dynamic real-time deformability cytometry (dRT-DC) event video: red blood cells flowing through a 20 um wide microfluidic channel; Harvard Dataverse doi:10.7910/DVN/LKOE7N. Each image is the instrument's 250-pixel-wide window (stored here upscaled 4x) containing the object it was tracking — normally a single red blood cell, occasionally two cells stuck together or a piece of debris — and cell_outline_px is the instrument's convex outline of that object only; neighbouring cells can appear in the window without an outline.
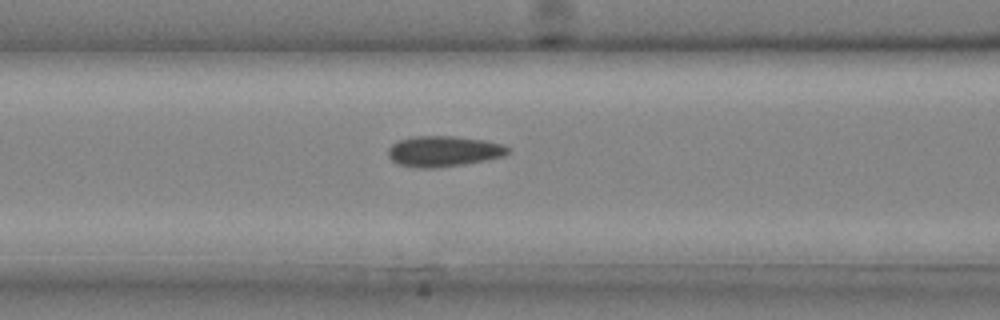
{"species": "common noctule bat (a hibernating species)", "species_latin": "Nyctalus noctula", "temperature_condition": "cold", "stored_images_in_passage": 23, "camera_frame_rate_fps": 3000, "um_per_image_px": 0.085, "animal": {"sex": "male", "body_mass_g": 20.4}, "frame": {"image": 1, "passage_image": 5, "time_ms": 1.333, "image_size_px": [1000, 320], "cell_outline_px": [[512, 148], [504, 156], [464, 164], [432, 168], [420, 168], [396, 164], [388, 156], [388, 148], [392, 144], [400, 140], [416, 136], [452, 136], [484, 140], [504, 144]], "centroid_in_image_um": [37.71, 12.86], "position_along_channel_um": 128.9, "area_um2": 21.39}}
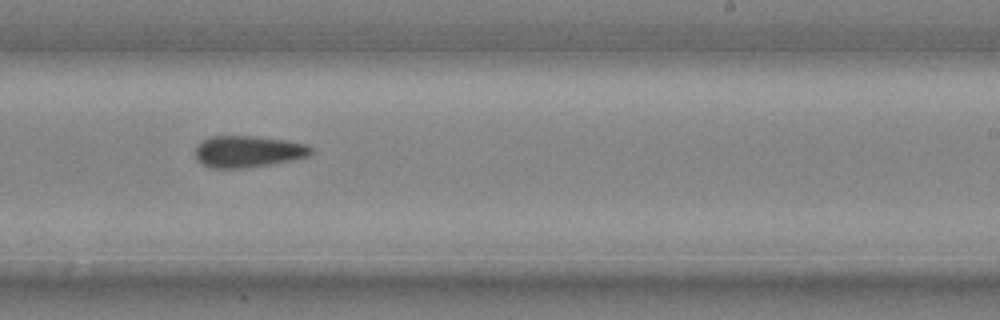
{"frame": {"image": 2, "passage_image": 12, "time_ms": 3.667, "image_size_px": [1000, 320], "cell_outline_px": [[312, 152], [308, 156], [292, 160], [244, 168], [212, 168], [200, 164], [196, 160], [196, 144], [212, 136], [252, 136], [280, 140], [304, 144], [312, 148]], "centroid_in_image_um": [21.01, 12.89], "position_along_channel_um": 268.0, "area_um2": 21.04}}
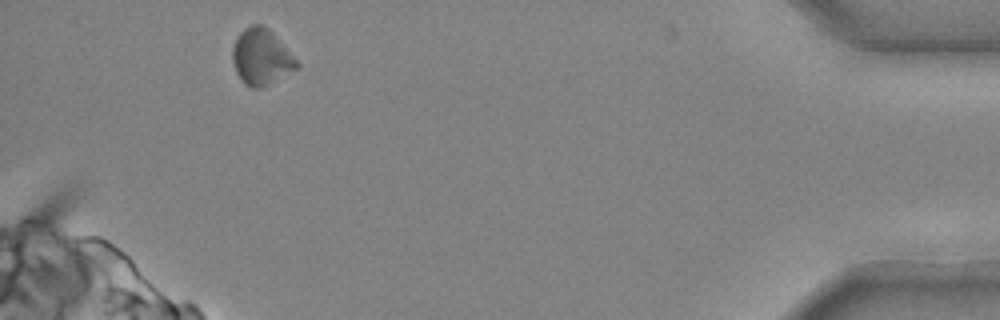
{"frame": {"image": 3, "passage_image": 22, "time_ms": 7.0, "image_size_px": [1000, 320], "cell_outline_px": [[300, 64], [296, 68], [268, 84], [260, 88], [248, 88], [240, 80], [236, 72], [232, 60], [232, 48], [240, 32], [244, 28], [252, 24], [260, 24], [268, 28], [272, 32]], "centroid_in_image_um": [22.16, 4.84], "position_along_channel_um": 413.0, "area_um2": 20.69}}